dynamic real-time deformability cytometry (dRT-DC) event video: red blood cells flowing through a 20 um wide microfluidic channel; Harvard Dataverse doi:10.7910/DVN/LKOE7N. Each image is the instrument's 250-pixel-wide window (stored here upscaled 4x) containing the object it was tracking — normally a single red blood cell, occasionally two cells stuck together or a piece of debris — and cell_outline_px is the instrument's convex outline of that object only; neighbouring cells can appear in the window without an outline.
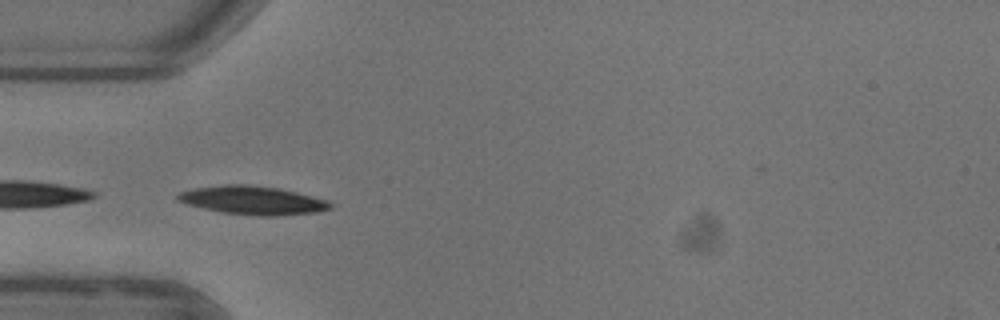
{"species": "common noctule bat (a hibernating species)", "species_latin": "Nyctalus noctula", "temperature_condition": "warm", "stored_images_in_passage": 39, "camera_frame_rate_fps": 3000, "um_per_image_px": 0.085, "animal": {"sex": "female"}, "frame": {"image": 1, "passage_image": 6, "time_ms": 1.667, "image_size_px": [1000, 320], "cell_outline_px": [[332, 208], [320, 212], [276, 216], [256, 216], [220, 212], [188, 204], [176, 200], [176, 196], [180, 192], [192, 188], [224, 184], [248, 184], [280, 188], [328, 200], [332, 204]], "centroid_in_image_um": [21.49, 17.02], "position_along_channel_um": 63.5, "area_um2": 25.61}}
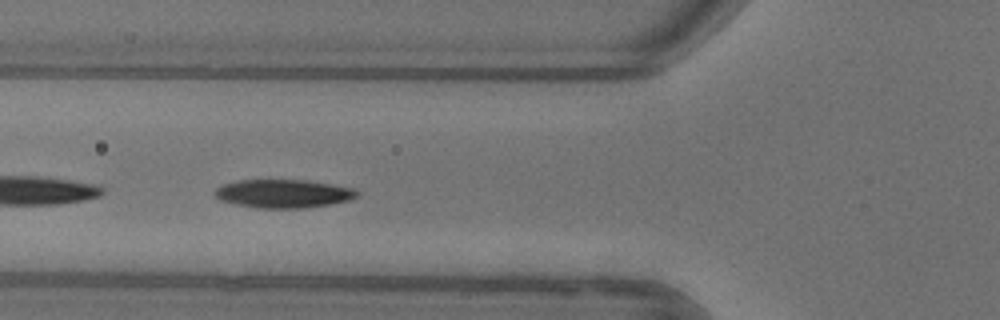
{"frame": {"image": 2, "passage_image": 9, "time_ms": 2.667, "image_size_px": [1000, 320], "cell_outline_px": [[360, 192], [356, 196], [348, 200], [328, 204], [304, 208], [256, 208], [236, 204], [220, 200], [212, 192], [216, 188], [224, 184], [240, 180], [308, 180], [356, 188]], "centroid_in_image_um": [24.09, 16.45], "position_along_channel_um": 101.7, "area_um2": 23.52}}
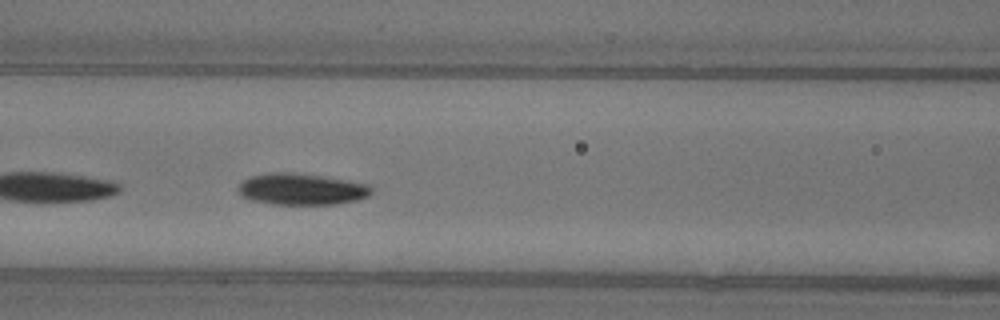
{"frame": {"image": 3, "passage_image": 12, "time_ms": 3.667, "image_size_px": [1000, 320], "cell_outline_px": [[372, 192], [368, 196], [356, 200], [336, 204], [272, 204], [252, 200], [240, 196], [236, 188], [244, 180], [252, 176], [268, 172], [292, 172], [320, 176], [368, 184], [372, 188]], "centroid_in_image_um": [25.59, 16.08], "position_along_channel_um": 141.0, "area_um2": 24.33}, "authors_computed_cell_mechanics": {"area_um2": 24.1604, "velocity_mm_per_s": 3.8936, "shape_relaxation_time_tau1_ms": 2.5564, "shape_relaxation_time_tau2_ms": null, "deformation_change_tau1": 0.1299, "deformation_change_tau2": null}}